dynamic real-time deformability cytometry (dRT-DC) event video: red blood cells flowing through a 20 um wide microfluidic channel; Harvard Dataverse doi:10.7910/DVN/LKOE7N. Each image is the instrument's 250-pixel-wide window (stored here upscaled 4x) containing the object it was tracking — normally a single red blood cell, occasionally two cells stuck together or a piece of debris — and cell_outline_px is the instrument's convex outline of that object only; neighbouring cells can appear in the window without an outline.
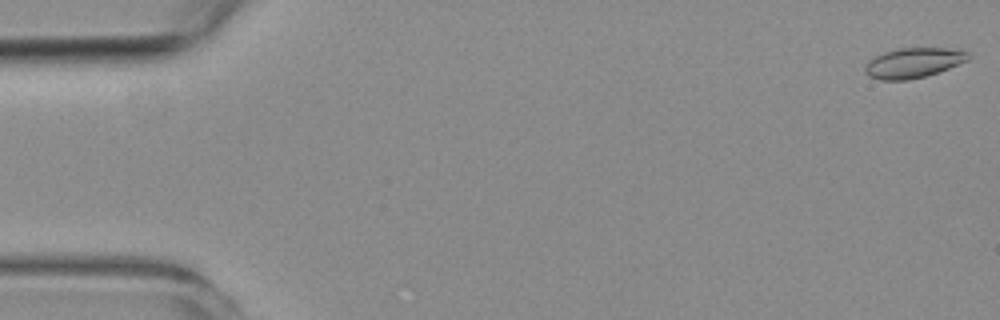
{"species": "common noctule bat (a hibernating species)", "species_latin": "Nyctalus noctula", "temperature_condition": "room temperature", "stored_images_in_passage": 13, "camera_frame_rate_fps": 3000, "um_per_image_px": 0.085, "animal": {"sex": "female", "body_mass_g": 19.3, "forearm_length_mm": 54.1}, "frame": {"image": 1, "passage_image": 1, "time_ms": 0.0, "image_size_px": [1000, 320], "cell_outline_px": [[972, 56], [968, 60], [948, 68], [924, 76], [908, 80], [880, 80], [868, 76], [864, 72], [864, 68], [868, 60], [884, 52], [896, 48], [948, 48], [968, 52]], "centroid_in_image_um": [77.6, 5.34], "position_along_channel_um": 7.4, "area_um2": 18.03}}